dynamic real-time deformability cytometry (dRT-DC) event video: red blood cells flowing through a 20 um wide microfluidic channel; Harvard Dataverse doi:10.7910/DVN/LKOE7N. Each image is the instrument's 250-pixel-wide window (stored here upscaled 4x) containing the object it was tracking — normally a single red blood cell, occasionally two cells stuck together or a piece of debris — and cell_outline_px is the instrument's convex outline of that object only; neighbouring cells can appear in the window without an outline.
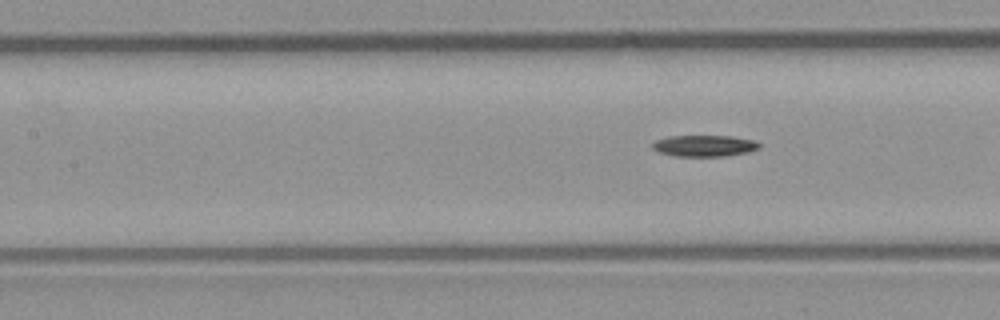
{"species": "common noctule bat (a hibernating species)", "species_latin": "Nyctalus noctula", "temperature_condition": "room temperature", "stored_images_in_passage": 27, "segment_of_instrument_passage": [2, 2], "camera_frame_rate_fps": 3000, "um_per_image_px": 0.085, "animal": {"sex": "male", "body_mass_g": 23.1, "forearm_length_mm": 52.7}, "frame": {"image": 1, "passage_image": 27, "time_ms": 8.667, "image_size_px": [1000, 320], "cell_outline_px": [[760, 148], [748, 152], [724, 156], [676, 156], [660, 152], [652, 148], [652, 144], [656, 140], [668, 136], [732, 136], [752, 140], [760, 144]], "centroid_in_image_um": [59.87, 12.39], "position_along_channel_um": 147.5, "area_um2": 13.18}}